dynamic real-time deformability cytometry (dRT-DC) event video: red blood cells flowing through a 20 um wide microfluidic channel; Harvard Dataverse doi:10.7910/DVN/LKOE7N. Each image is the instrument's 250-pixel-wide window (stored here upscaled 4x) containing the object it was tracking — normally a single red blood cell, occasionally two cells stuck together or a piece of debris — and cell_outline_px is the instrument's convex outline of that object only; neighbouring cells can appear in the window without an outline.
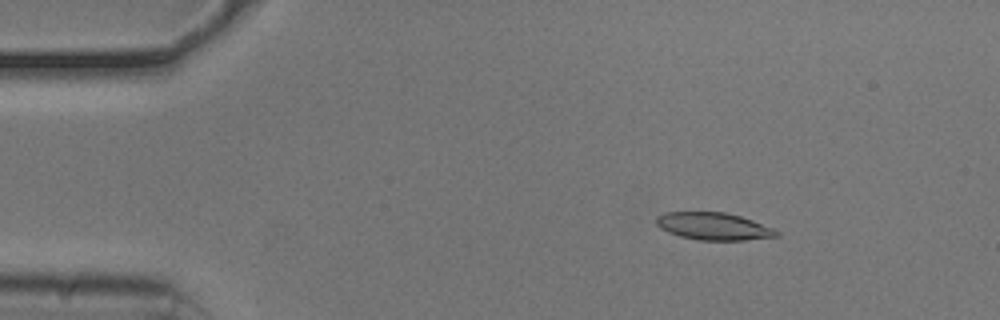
{"species": "common noctule bat (a hibernating species)", "species_latin": "Nyctalus noctula", "temperature_condition": "cold", "stored_images_in_passage": 46, "camera_frame_rate_fps": 3000, "um_per_image_px": 0.085, "animal": {"sex": "male", "body_mass_g": 20.5, "forearm_length_mm": 52.5}, "frame": {"image": 1, "passage_image": 1, "time_ms": 0.0, "image_size_px": [1000, 320], "cell_outline_px": [[780, 236], [744, 240], [700, 240], [680, 236], [668, 232], [660, 228], [656, 224], [656, 216], [668, 212], [724, 212], [740, 216], [752, 220], [772, 228], [780, 232]], "centroid_in_image_um": [60.65, 19.23], "position_along_channel_um": 24.4, "area_um2": 19.07}}
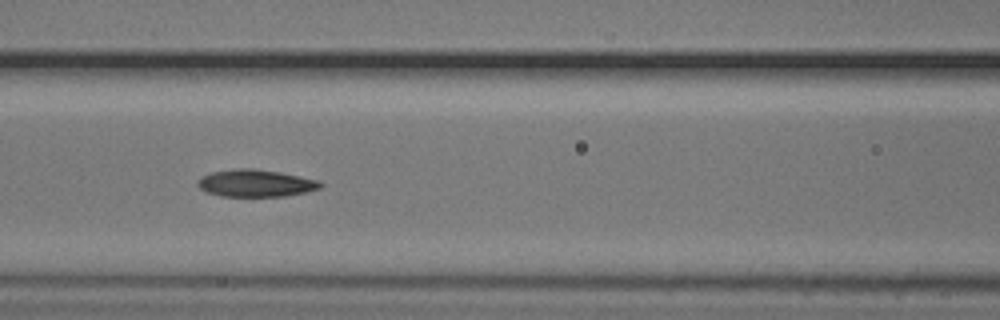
{"frame": {"image": 2, "passage_image": 16, "time_ms": 5.0, "image_size_px": [1000, 320], "cell_outline_px": [[324, 184], [320, 188], [304, 192], [284, 196], [220, 196], [208, 192], [200, 188], [196, 184], [200, 176], [212, 172], [232, 168], [252, 168], [280, 172], [320, 180]], "centroid_in_image_um": [21.72, 15.56], "position_along_channel_um": 144.9, "area_um2": 19.54}}
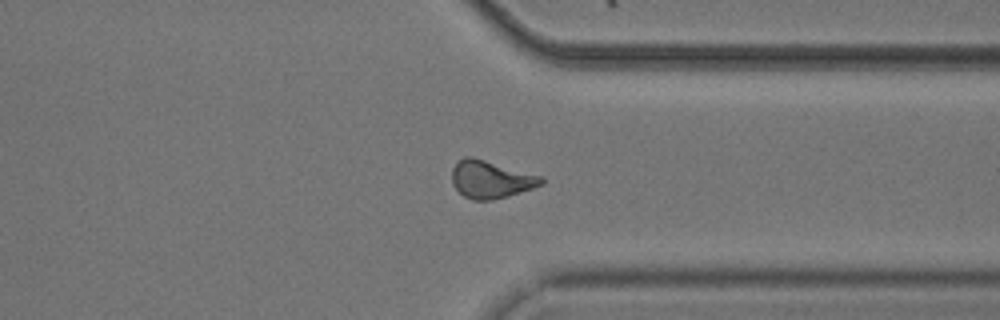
{"frame": {"image": 3, "passage_image": 34, "time_ms": 11.0, "image_size_px": [1000, 320], "cell_outline_px": [[544, 184], [508, 196], [492, 200], [472, 200], [464, 196], [452, 184], [452, 168], [464, 156], [472, 156], [540, 176], [544, 180]], "centroid_in_image_um": [41.69, 15.25], "position_along_channel_um": 369.7, "area_um2": 19.36}, "authors_computed_cell_mechanics": {"area_um2": 19.2185, "velocity_mm_per_s": 3.776, "shape_relaxation_time_tau1_ms": 3.7694, "shape_relaxation_time_tau2_ms": 4.5126, "deformation_change_tau1": 0.1322, "deformation_change_tau2": 0.1164}}